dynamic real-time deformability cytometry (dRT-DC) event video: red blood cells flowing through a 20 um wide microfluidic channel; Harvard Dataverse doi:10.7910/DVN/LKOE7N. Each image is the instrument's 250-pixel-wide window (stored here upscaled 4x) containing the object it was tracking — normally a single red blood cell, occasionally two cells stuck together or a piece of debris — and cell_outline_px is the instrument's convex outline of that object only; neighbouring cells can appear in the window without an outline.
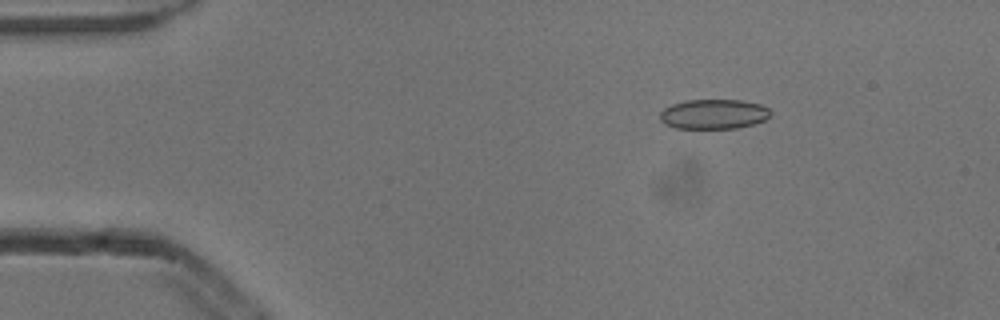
{"species": "common noctule bat (a hibernating species)", "species_latin": "Nyctalus noctula", "temperature_condition": "cold", "stored_images_in_passage": 4, "camera_frame_rate_fps": 3000, "um_per_image_px": 0.085, "animal": {"sex": "male", "body_mass_g": 13.3}, "frame": {"image": 1, "passage_image": 2, "time_ms": 0.333, "image_size_px": [1000, 320], "cell_outline_px": [[772, 112], [764, 120], [752, 124], [736, 128], [676, 128], [664, 124], [660, 120], [660, 112], [664, 108], [672, 104], [688, 100], [740, 100], [760, 104], [768, 108]], "centroid_in_image_um": [60.64, 9.7], "position_along_channel_um": 24.4, "area_um2": 19.07}}